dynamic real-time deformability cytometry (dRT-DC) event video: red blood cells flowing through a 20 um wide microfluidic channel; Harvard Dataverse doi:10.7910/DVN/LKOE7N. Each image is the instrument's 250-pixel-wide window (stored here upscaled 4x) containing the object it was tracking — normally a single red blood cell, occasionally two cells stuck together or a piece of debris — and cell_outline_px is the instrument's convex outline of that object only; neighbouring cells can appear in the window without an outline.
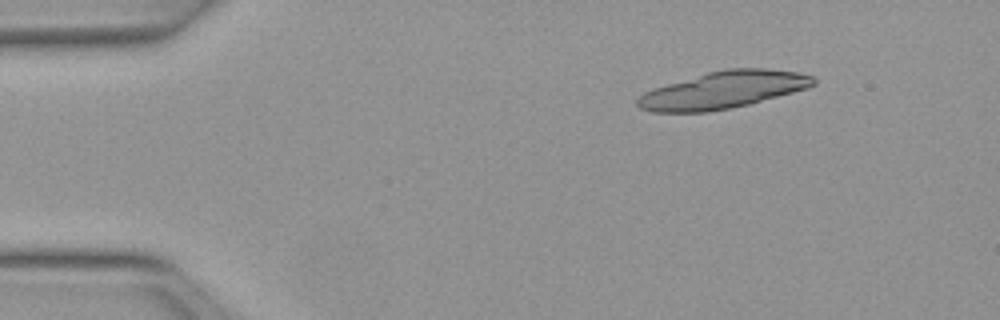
{"species": "Egyptian fruit bat (a non-hibernating species)", "species_latin": "Rousettus aegyptiacus", "temperature_condition": "warm", "stored_images_in_passage": 12, "camera_frame_rate_fps": 3000, "um_per_image_px": 0.085, "animal": {"sex": "female"}, "frame": {"image": 1, "passage_image": 1, "time_ms": 0.0, "image_size_px": [1000, 320], "cell_outline_px": [[816, 84], [808, 88], [748, 104], [708, 112], [652, 112], [640, 108], [636, 104], [636, 100], [644, 92], [668, 84], [708, 72], [724, 68], [768, 68], [796, 72], [812, 76], [816, 80]], "centroid_in_image_um": [61.48, 7.64], "position_along_channel_um": 23.5, "area_um2": 37.69}}